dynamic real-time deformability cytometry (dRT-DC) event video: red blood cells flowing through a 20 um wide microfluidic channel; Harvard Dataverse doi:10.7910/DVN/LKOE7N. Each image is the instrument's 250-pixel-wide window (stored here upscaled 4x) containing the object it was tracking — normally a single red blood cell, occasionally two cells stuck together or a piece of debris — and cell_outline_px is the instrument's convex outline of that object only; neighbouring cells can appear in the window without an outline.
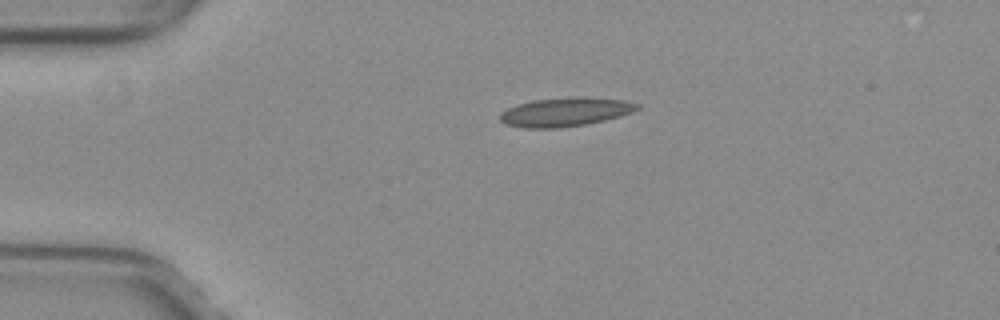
{"species": "common noctule bat (a hibernating species)", "species_latin": "Nyctalus noctula", "temperature_condition": "warm", "stored_images_in_passage": 31, "camera_frame_rate_fps": 3000, "um_per_image_px": 0.085, "animal": {"sex": "female", "body_mass_g": 29.2, "forearm_length_mm": 56.3}, "frame": {"image": 1, "passage_image": 1, "time_ms": 0.0, "image_size_px": [1000, 320], "cell_outline_px": [[640, 108], [632, 112], [620, 116], [604, 120], [584, 124], [560, 128], [524, 128], [508, 124], [500, 120], [500, 112], [516, 104], [536, 100], [572, 96], [584, 96], [624, 100], [640, 104]], "centroid_in_image_um": [48.07, 9.5], "position_along_channel_um": 36.9, "area_um2": 23.12}}
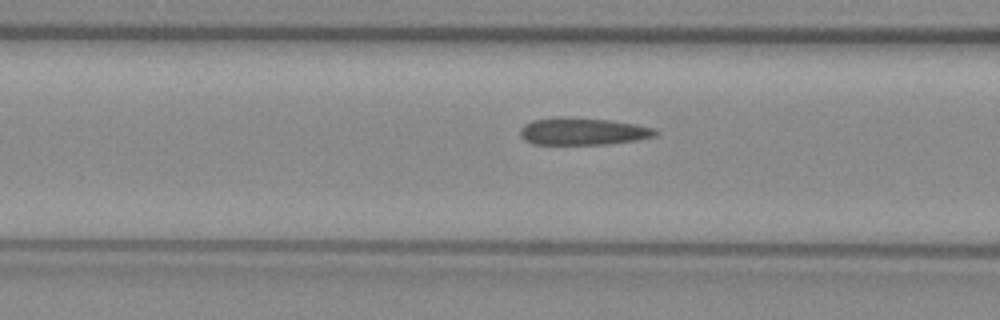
{"frame": {"image": 2, "passage_image": 10, "time_ms": 3.0, "image_size_px": [1000, 320], "cell_outline_px": [[660, 132], [656, 136], [636, 140], [604, 144], [532, 144], [524, 140], [520, 136], [520, 128], [524, 124], [532, 120], [560, 116], [568, 116], [608, 120], [636, 124], [652, 128]], "centroid_in_image_um": [49.5, 11.16], "position_along_channel_um": 117.1, "area_um2": 21.62}}
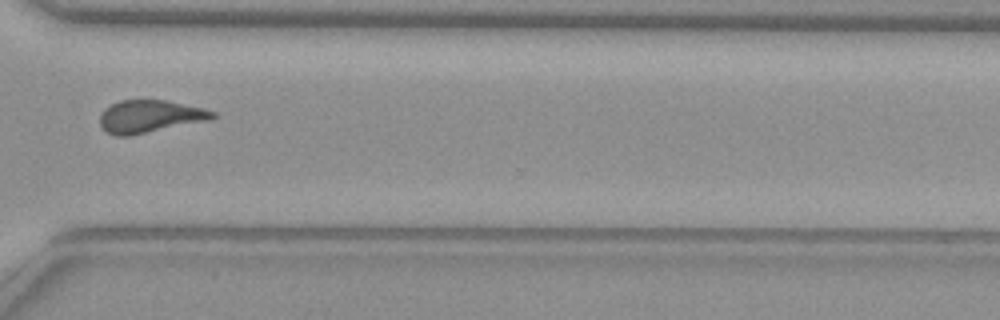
{"frame": {"image": 3, "passage_image": 28, "time_ms": 9.0, "image_size_px": [1000, 320], "cell_outline_px": [[216, 116], [208, 120], [128, 136], [116, 136], [104, 132], [100, 128], [100, 112], [104, 108], [120, 100], [164, 100], [204, 108], [216, 112]], "centroid_in_image_um": [12.67, 9.9], "position_along_channel_um": 357.9, "area_um2": 21.39}, "authors_computed_cell_mechanics": {"area_um2": 21.5594, "velocity_mm_per_s": 4.0213, "shape_relaxation_time_tau1_ms": null, "shape_relaxation_time_tau2_ms": 1.7265, "deformation_change_tau1": null, "deformation_change_tau2": 0.0957}}